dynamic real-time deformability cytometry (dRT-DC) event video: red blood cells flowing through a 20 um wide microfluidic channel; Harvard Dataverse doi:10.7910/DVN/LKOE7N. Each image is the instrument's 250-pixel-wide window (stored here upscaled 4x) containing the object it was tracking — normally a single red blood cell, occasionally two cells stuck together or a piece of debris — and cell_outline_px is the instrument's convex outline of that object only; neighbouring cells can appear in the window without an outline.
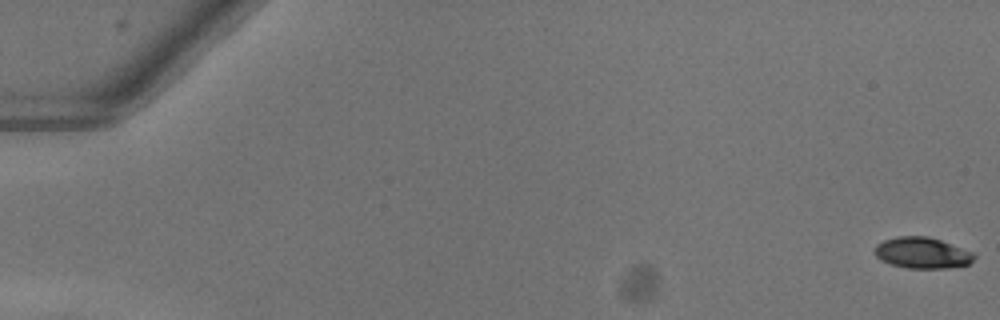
{"species": "common noctule bat (a hibernating species)", "species_latin": "Nyctalus noctula", "temperature_condition": "warm", "stored_images_in_passage": 53, "camera_frame_rate_fps": 3000, "um_per_image_px": 0.085, "animal": {"sex": "female"}, "frame": {"image": 1, "passage_image": 1, "time_ms": 0.0, "image_size_px": [1000, 320], "cell_outline_px": [[976, 256], [968, 264], [948, 268], [908, 268], [892, 264], [880, 260], [872, 252], [876, 244], [884, 240], [896, 236], [928, 236], [940, 240], [972, 252]], "centroid_in_image_um": [78.33, 21.49], "position_along_channel_um": 6.7, "area_um2": 17.98}}
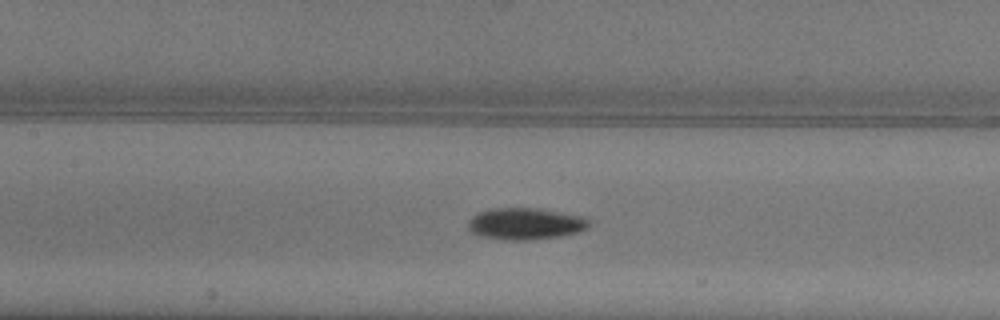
{"frame": {"image": 2, "passage_image": 26, "time_ms": 8.333, "image_size_px": [1000, 320], "cell_outline_px": [[588, 228], [580, 232], [560, 236], [532, 240], [504, 240], [484, 236], [472, 232], [468, 228], [468, 220], [476, 212], [488, 208], [540, 208], [584, 216], [588, 220]], "centroid_in_image_um": [44.65, 19.0], "position_along_channel_um": 162.7, "area_um2": 22.6}}
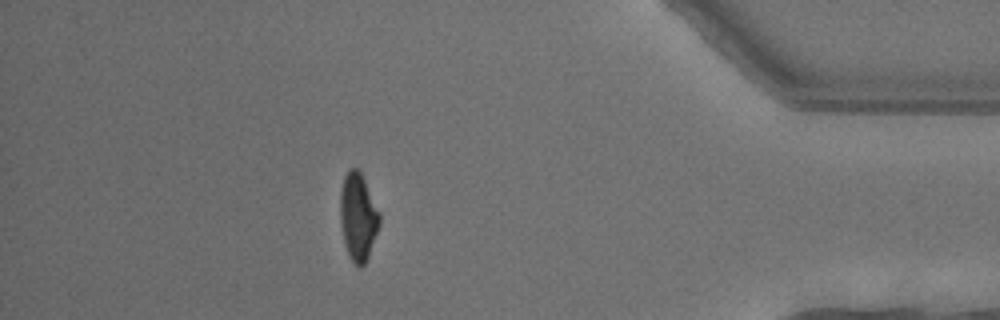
{"frame": {"image": 3, "passage_image": 47, "time_ms": 15.333, "image_size_px": [1000, 320], "cell_outline_px": [[380, 224], [368, 256], [364, 264], [360, 268], [352, 260], [344, 244], [340, 220], [340, 192], [344, 176], [352, 168], [356, 168], [360, 172], [380, 212]], "centroid_in_image_um": [30.43, 18.43], "position_along_channel_um": 404.8, "area_um2": 19.77}, "authors_computed_cell_mechanics": {"area_um2": 20.4034, "velocity_mm_per_s": 4.0562, "shape_relaxation_time_tau1_ms": 4.485, "shape_relaxation_time_tau2_ms": 6.0119, "deformation_change_tau1": 0.1728, "deformation_change_tau2": 0.1017}}